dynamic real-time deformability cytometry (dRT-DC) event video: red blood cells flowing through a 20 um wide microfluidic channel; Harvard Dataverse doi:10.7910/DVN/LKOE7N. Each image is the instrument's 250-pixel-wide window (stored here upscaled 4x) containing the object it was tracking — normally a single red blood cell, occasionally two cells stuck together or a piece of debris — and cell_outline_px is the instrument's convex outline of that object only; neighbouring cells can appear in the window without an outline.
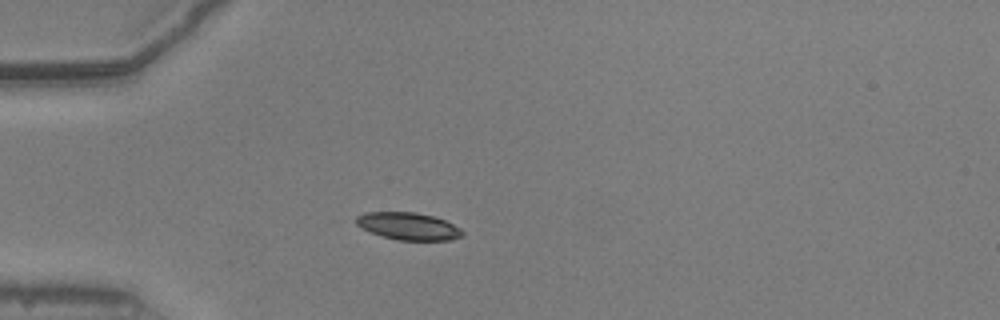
{"species": "common noctule bat (a hibernating species)", "species_latin": "Nyctalus noctula", "temperature_condition": "warm", "stored_images_in_passage": 38, "camera_frame_rate_fps": 3000, "um_per_image_px": 0.085, "animal": {"sex": "male", "body_mass_g": 20.5, "forearm_length_mm": 52.5}, "frame": {"image": 1, "passage_image": 1, "time_ms": 0.0, "image_size_px": [1000, 320], "cell_outline_px": [[464, 236], [452, 240], [396, 240], [360, 228], [356, 224], [356, 216], [364, 212], [416, 212], [432, 216], [444, 220], [460, 228], [464, 232]], "centroid_in_image_um": [34.71, 19.22], "position_along_channel_um": 50.3, "area_um2": 16.94}}
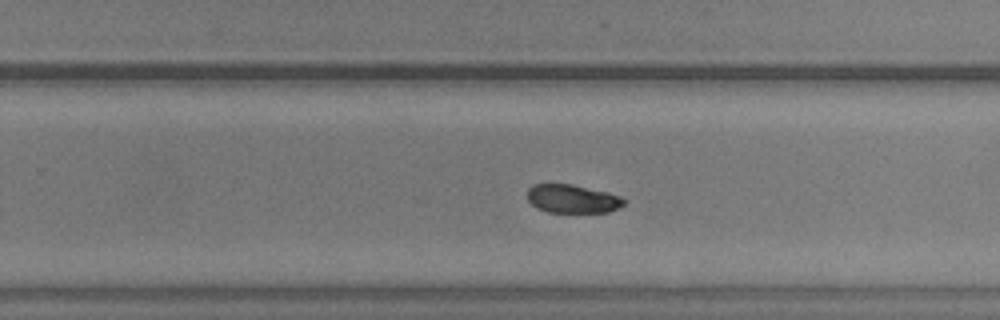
{"frame": {"image": 2, "passage_image": 20, "time_ms": 6.333, "image_size_px": [1000, 320], "cell_outline_px": [[624, 204], [608, 212], [548, 212], [536, 208], [528, 200], [528, 188], [532, 184], [572, 184], [608, 192], [620, 196], [624, 200]], "centroid_in_image_um": [48.62, 16.89], "position_along_channel_um": 281.2, "area_um2": 15.95}}
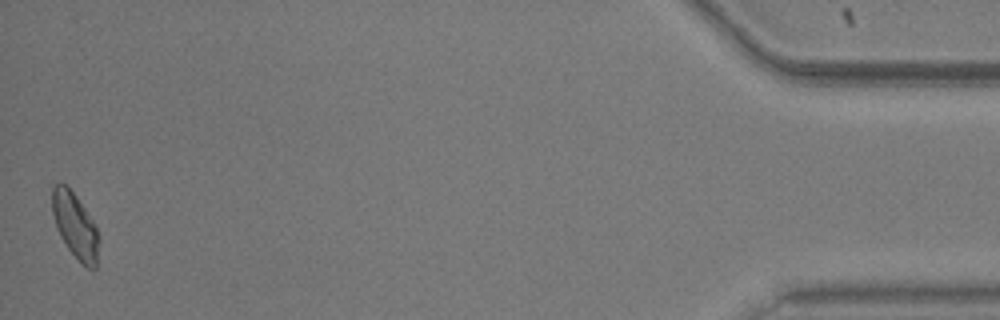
{"frame": {"image": 3, "passage_image": 38, "time_ms": 12.333, "image_size_px": [1000, 320], "cell_outline_px": [[100, 240], [96, 268], [88, 268], [68, 248], [60, 236], [56, 228], [52, 212], [52, 188], [60, 180], [76, 196], [92, 220], [100, 236]], "centroid_in_image_um": [6.39, 19.17], "position_along_channel_um": 428.8, "area_um2": 17.57}, "authors_computed_cell_mechanics": {"area_um2": 17.5134, "velocity_mm_per_s": 3.8872, "shape_relaxation_time_tau1_ms": 3.2671, "shape_relaxation_time_tau2_ms": 2.1138, "deformation_change_tau1": 0.1283, "deformation_change_tau2": 0.0599}}